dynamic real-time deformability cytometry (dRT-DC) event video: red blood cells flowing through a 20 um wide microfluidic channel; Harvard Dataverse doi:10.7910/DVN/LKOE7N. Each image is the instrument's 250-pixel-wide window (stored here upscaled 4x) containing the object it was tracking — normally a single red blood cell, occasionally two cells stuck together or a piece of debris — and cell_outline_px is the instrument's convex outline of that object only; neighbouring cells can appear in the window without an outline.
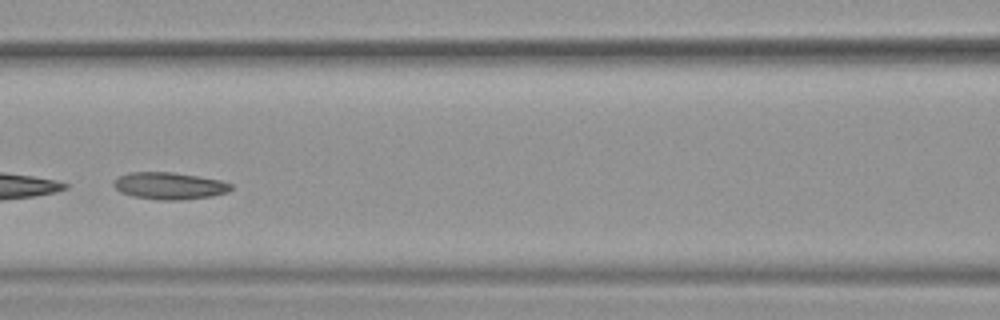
{"species": "common noctule bat (a hibernating species)", "species_latin": "Nyctalus noctula", "temperature_condition": "warm", "stored_images_in_passage": 28, "camera_frame_rate_fps": 3000, "um_per_image_px": 0.085, "animal": {"sex": "female", "body_mass_g": 19.9}, "frame": {"image": 1, "passage_image": 9, "time_ms": 2.667, "image_size_px": [1000, 320], "cell_outline_px": [[232, 188], [228, 192], [212, 196], [180, 200], [160, 200], [132, 196], [120, 192], [112, 184], [112, 180], [116, 176], [128, 172], [172, 172], [200, 176], [220, 180], [232, 184]], "centroid_in_image_um": [14.36, 15.78], "position_along_channel_um": 152.2, "area_um2": 18.73}, "authors_computed_cell_mechanics": {"area_um2": 18.1492, "velocity_mm_per_s": 3.7415, "shape_relaxation_time_tau1_ms": 0.1987, "shape_relaxation_time_tau2_ms": 4.5389, "deformation_change_tau1": 0.2323, "deformation_change_tau2": 0.1245}}